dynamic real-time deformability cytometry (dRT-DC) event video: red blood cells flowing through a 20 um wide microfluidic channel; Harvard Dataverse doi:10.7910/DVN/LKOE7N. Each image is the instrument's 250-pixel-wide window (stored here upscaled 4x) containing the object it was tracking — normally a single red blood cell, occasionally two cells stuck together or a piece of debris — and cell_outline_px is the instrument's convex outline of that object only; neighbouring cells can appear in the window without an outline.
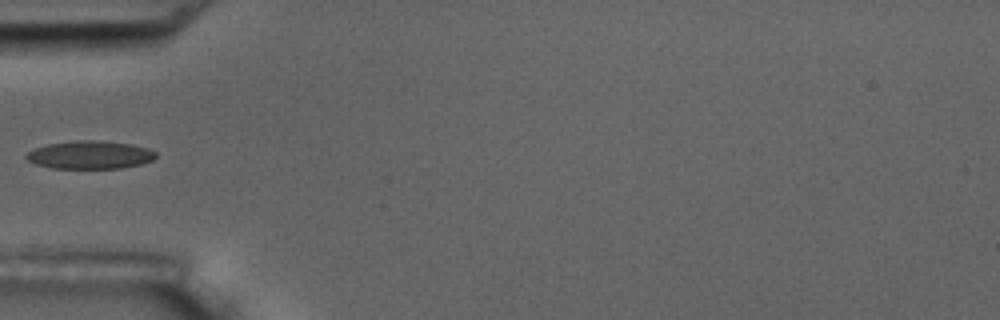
{"species": "common noctule bat (a hibernating species)", "species_latin": "Nyctalus noctula", "temperature_condition": "room temperature", "stored_images_in_passage": 6, "camera_frame_rate_fps": 3000, "um_per_image_px": 0.085, "animal": {"sex": "male", "body_mass_g": 17.5, "forearm_length_mm": 52.3}, "frame": {"image": 1, "passage_image": 6, "time_ms": 5.667, "image_size_px": [1000, 320], "cell_outline_px": [[156, 156], [152, 160], [140, 164], [120, 168], [52, 168], [36, 164], [28, 160], [24, 156], [28, 152], [36, 148], [48, 144], [76, 140], [96, 140], [132, 144], [148, 148], [156, 152]], "centroid_in_image_um": [7.65, 13.16], "position_along_channel_um": 77.3, "area_um2": 21.04}}